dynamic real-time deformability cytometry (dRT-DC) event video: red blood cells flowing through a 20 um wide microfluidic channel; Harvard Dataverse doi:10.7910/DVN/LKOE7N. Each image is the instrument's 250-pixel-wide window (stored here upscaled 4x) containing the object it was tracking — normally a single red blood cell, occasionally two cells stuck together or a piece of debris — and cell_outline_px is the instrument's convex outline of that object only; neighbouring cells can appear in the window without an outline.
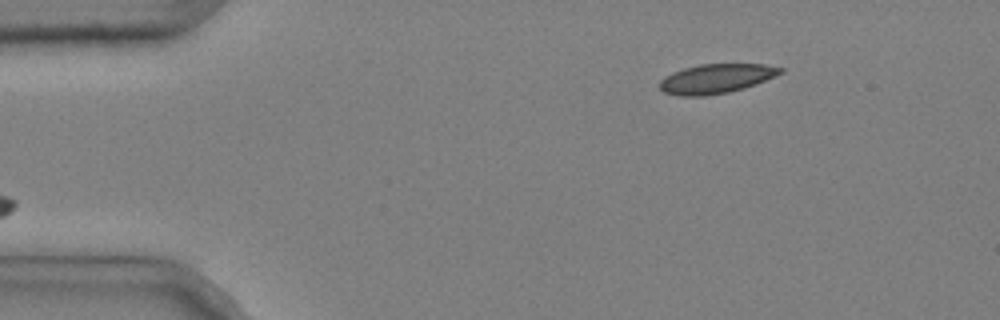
{"species": "common noctule bat (a hibernating species)", "species_latin": "Nyctalus noctula", "temperature_condition": "cold", "stored_images_in_passage": 18, "camera_frame_rate_fps": 3000, "um_per_image_px": 0.085, "animal": {"sex": "male", "body_mass_g": 20.4}, "frame": {"image": 1, "passage_image": 1, "time_ms": 0.0, "image_size_px": [1000, 320], "cell_outline_px": [[784, 72], [776, 76], [756, 84], [744, 88], [728, 92], [704, 96], [680, 96], [664, 92], [660, 88], [660, 80], [664, 76], [672, 72], [684, 68], [700, 64], [764, 64], [784, 68]], "centroid_in_image_um": [60.88, 6.68], "position_along_channel_um": 24.1, "area_um2": 20.75}}